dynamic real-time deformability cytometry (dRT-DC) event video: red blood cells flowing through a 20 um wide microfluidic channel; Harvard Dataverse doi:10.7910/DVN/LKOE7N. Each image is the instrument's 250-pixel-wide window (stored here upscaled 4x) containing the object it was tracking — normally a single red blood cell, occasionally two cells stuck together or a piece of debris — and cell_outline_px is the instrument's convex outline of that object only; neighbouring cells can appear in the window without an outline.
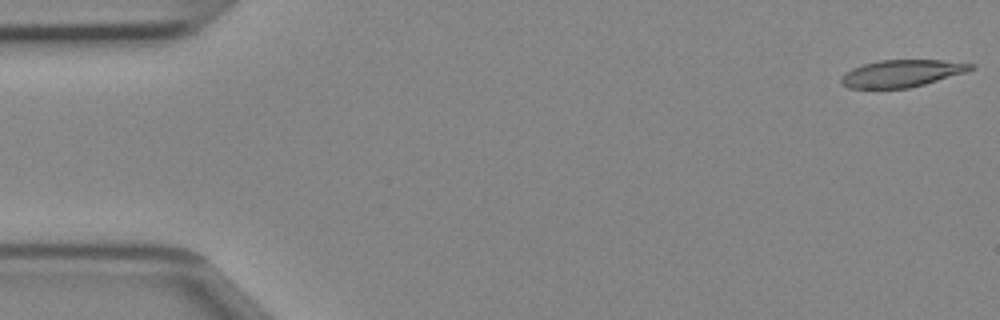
{"species": "Egyptian fruit bat (a non-hibernating species)", "species_latin": "Rousettus aegyptiacus", "temperature_condition": "cold", "stored_images_in_passage": 45, "camera_frame_rate_fps": 3000, "um_per_image_px": 0.085, "animal": {"sex": "female"}, "frame": {"image": 1, "passage_image": 1, "time_ms": 0.0, "image_size_px": [1000, 320], "cell_outline_px": [[976, 68], [968, 72], [924, 84], [908, 88], [848, 88], [840, 84], [840, 76], [844, 72], [852, 68], [864, 64], [880, 60], [944, 60], [976, 64]], "centroid_in_image_um": [76.66, 6.23], "position_along_channel_um": 8.3, "area_um2": 20.75}}
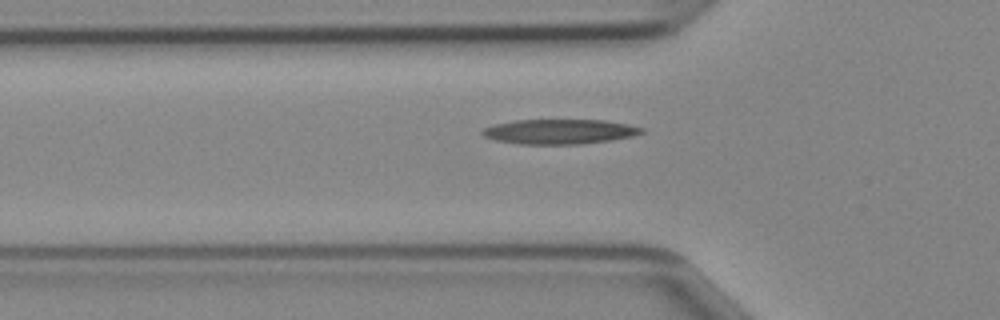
{"frame": {"image": 2, "passage_image": 15, "time_ms": 4.667, "image_size_px": [1000, 320], "cell_outline_px": [[644, 132], [632, 136], [612, 140], [580, 144], [520, 144], [496, 140], [484, 136], [480, 132], [484, 128], [496, 124], [516, 120], [604, 120], [628, 124], [644, 128]], "centroid_in_image_um": [47.58, 11.19], "position_along_channel_um": 78.2, "area_um2": 22.95}}
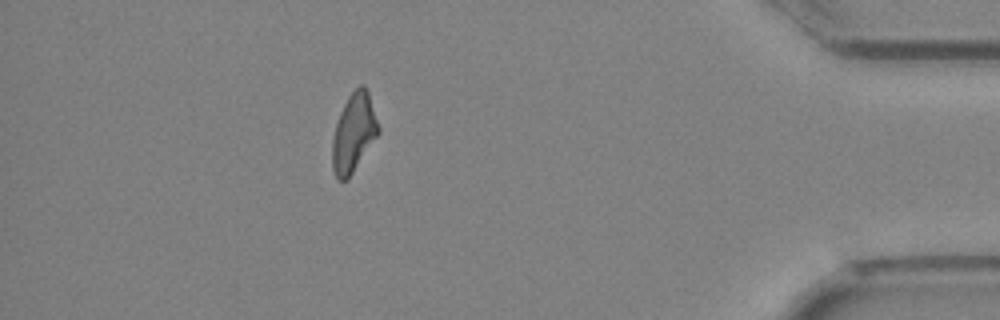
{"frame": {"image": 3, "passage_image": 41, "time_ms": 13.333, "image_size_px": [1000, 320], "cell_outline_px": [[380, 132], [348, 180], [336, 180], [332, 168], [332, 140], [336, 124], [340, 112], [348, 96], [360, 84], [364, 84], [368, 92], [380, 128]], "centroid_in_image_um": [30.06, 11.32], "position_along_channel_um": 405.1, "area_um2": 21.15}}